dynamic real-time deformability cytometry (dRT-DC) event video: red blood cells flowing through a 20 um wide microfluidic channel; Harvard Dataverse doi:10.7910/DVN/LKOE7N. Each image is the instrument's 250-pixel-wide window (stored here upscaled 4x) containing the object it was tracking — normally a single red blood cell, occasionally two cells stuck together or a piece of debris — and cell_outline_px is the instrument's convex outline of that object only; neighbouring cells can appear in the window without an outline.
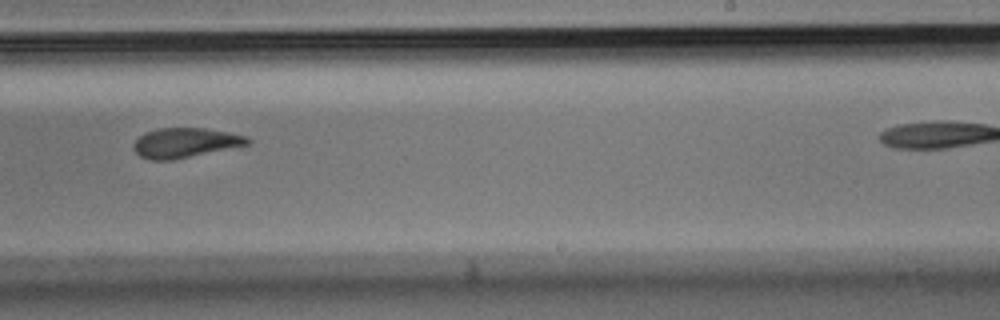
{"species": "Egyptian fruit bat (a non-hibernating species)", "species_latin": "Rousettus aegyptiacus", "temperature_condition": "room temperature", "stored_images_in_passage": 9, "camera_frame_rate_fps": 3000, "um_per_image_px": 0.085, "animal": {"sex": "male"}, "frame": {"image": 1, "passage_image": 8, "time_ms": 2.333, "image_size_px": [1000, 320], "cell_outline_px": [[252, 140], [248, 144], [176, 160], [152, 160], [140, 156], [132, 148], [132, 144], [140, 136], [148, 132], [160, 128], [204, 128], [228, 132], [248, 136]], "centroid_in_image_um": [15.75, 12.14], "position_along_channel_um": 273.3, "area_um2": 19.71}}